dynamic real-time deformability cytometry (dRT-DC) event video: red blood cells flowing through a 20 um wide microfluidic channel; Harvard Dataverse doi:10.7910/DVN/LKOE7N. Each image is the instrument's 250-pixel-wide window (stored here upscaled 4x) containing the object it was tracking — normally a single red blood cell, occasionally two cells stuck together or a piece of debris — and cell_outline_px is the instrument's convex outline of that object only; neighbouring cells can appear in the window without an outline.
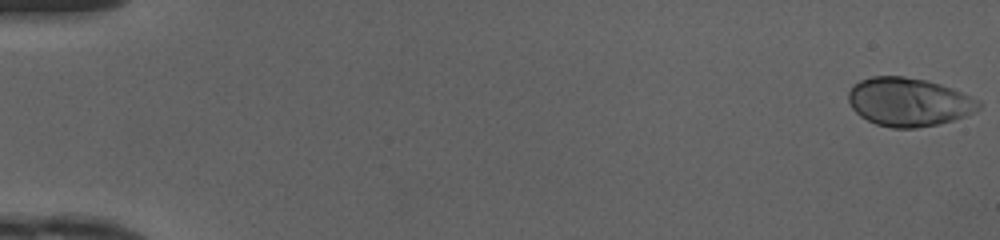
{"species": "human", "species_latin": "Homo sapiens", "temperature_condition": "cold", "stored_images_in_passage": 49, "camera_frame_rate_fps": 3000, "um_per_image_px": 0.085, "donor": {"sex": "female"}, "frame": {"image": 1, "passage_image": 1, "time_ms": 0.0, "image_size_px": [1000, 240], "cell_outline_px": [[980, 108], [964, 116], [952, 120], [936, 124], [916, 128], [892, 128], [876, 124], [860, 116], [852, 108], [848, 100], [848, 92], [852, 84], [860, 80], [872, 76], [904, 76], [928, 80], [952, 88], [980, 100]], "centroid_in_image_um": [77.21, 8.65], "position_along_channel_um": 7.8, "area_um2": 36.88}}
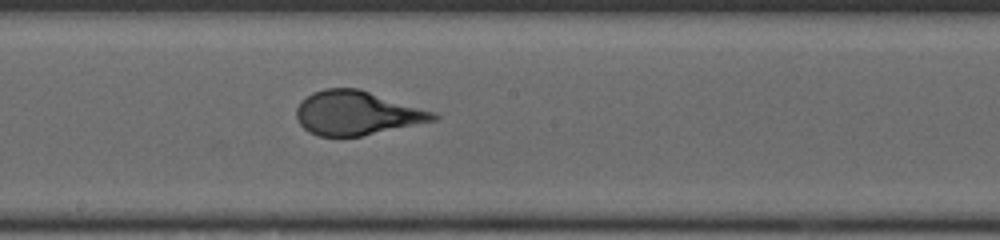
{"frame": {"image": 2, "passage_image": 28, "time_ms": 9.0, "image_size_px": [1000, 240], "cell_outline_px": [[440, 116], [436, 120], [360, 136], [320, 136], [308, 132], [300, 124], [296, 116], [296, 108], [300, 100], [312, 92], [324, 88], [360, 88], [436, 112]], "centroid_in_image_um": [30.31, 9.59], "position_along_channel_um": 217.9, "area_um2": 35.26}}
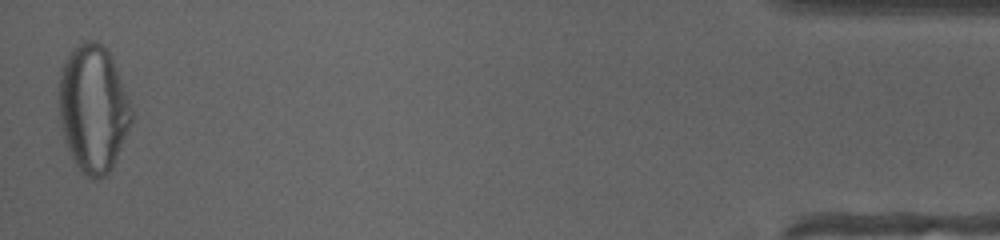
{"frame": {"image": 3, "passage_image": 49, "time_ms": 16.0, "image_size_px": [1000, 240], "cell_outline_px": [[132, 120], [112, 168], [108, 176], [96, 180], [92, 180], [80, 172], [64, 140], [60, 124], [60, 68], [68, 52], [72, 48], [84, 40], [96, 40], [112, 56], [128, 96], [132, 112]], "centroid_in_image_um": [7.92, 9.23], "position_along_channel_um": 427.3, "area_um2": 53.99}, "authors_computed_cell_mechanics": {"area_um2": 35.6626, "velocity_mm_per_s": 4.1948, "shape_relaxation_time_tau1_ms": 4.3416, "shape_relaxation_time_tau2_ms": null, "deformation_change_tau1": 0.2306, "deformation_change_tau2": null}}